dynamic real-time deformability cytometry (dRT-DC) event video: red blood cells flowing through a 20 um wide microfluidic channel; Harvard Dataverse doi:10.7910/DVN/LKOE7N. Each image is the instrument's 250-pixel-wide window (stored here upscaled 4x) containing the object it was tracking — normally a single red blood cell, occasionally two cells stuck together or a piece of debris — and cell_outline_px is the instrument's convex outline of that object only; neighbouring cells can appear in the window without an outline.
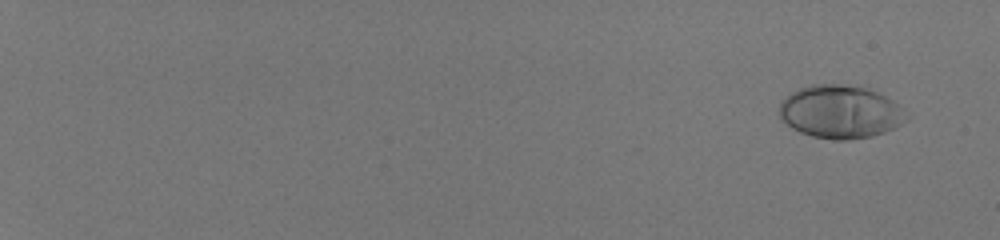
{"species": "human", "species_latin": "Homo sapiens", "temperature_condition": "room temperature", "stored_images_in_passage": 56, "camera_frame_rate_fps": 3000, "um_per_image_px": 0.085, "donor": {"sex": "male"}, "frame": {"image": 1, "passage_image": 4, "time_ms": 1.0, "image_size_px": [1000, 240], "cell_outline_px": [[912, 116], [908, 120], [884, 132], [872, 136], [848, 140], [832, 140], [812, 136], [800, 132], [792, 128], [780, 120], [780, 100], [784, 96], [800, 88], [812, 84], [844, 84], [868, 88], [892, 100], [912, 112]], "centroid_in_image_um": [71.46, 9.5], "position_along_channel_um": 13.5, "area_um2": 39.94}}
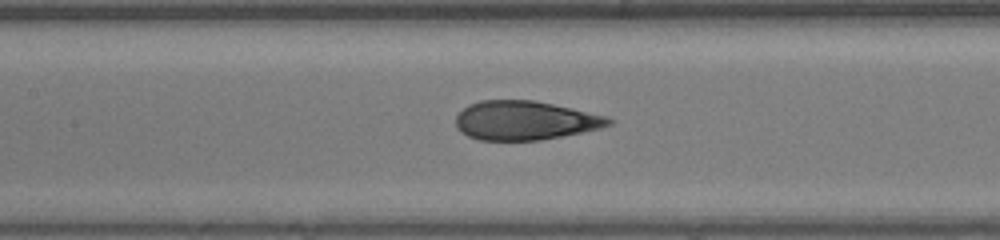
{"frame": {"image": 2, "passage_image": 33, "time_ms": 10.667, "image_size_px": [1000, 240], "cell_outline_px": [[616, 120], [612, 124], [600, 128], [540, 140], [480, 140], [468, 136], [460, 132], [456, 128], [456, 116], [468, 104], [480, 100], [536, 100], [608, 116]], "centroid_in_image_um": [44.62, 10.23], "position_along_channel_um": 162.8, "area_um2": 34.85}}
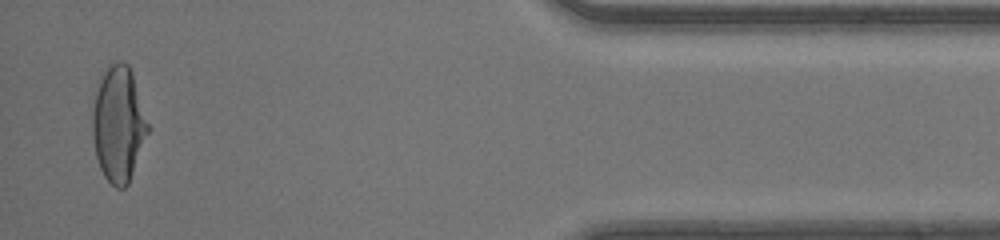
{"frame": {"image": 3, "passage_image": 55, "time_ms": 18.0, "image_size_px": [1000, 240], "cell_outline_px": [[152, 128], [128, 184], [124, 188], [116, 188], [104, 176], [100, 168], [96, 156], [92, 136], [92, 108], [100, 76], [108, 64], [116, 60], [120, 60], [128, 64], [132, 72]], "centroid_in_image_um": [10.1, 10.52], "position_along_channel_um": 425.1, "area_um2": 38.26}, "authors_computed_cell_mechanics": {"area_um2": 35.9516, "velocity_mm_per_s": 4.1822, "shape_relaxation_time_tau1_ms": 7.1078, "shape_relaxation_time_tau2_ms": null, "deformation_change_tau1": 0.2807, "deformation_change_tau2": null}}